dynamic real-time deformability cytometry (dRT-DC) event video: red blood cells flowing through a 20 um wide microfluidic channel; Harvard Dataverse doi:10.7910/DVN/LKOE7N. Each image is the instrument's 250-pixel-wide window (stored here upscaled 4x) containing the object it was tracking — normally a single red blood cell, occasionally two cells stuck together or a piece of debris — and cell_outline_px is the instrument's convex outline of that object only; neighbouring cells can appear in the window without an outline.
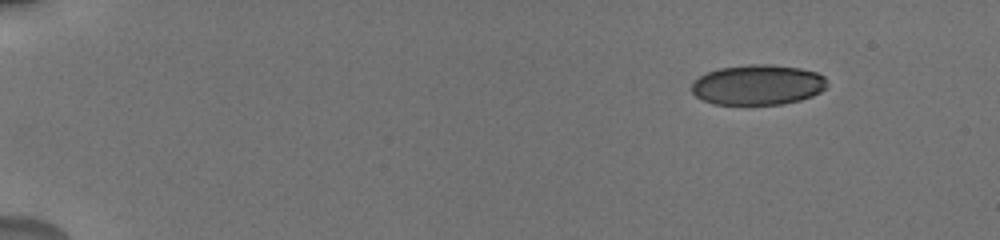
{"species": "human", "species_latin": "Homo sapiens", "temperature_condition": "cold", "stored_images_in_passage": 45, "camera_frame_rate_fps": 3000, "um_per_image_px": 0.085, "donor": {"sex": "male"}, "frame": {"image": 1, "passage_image": 1, "time_ms": 0.0, "image_size_px": [1000, 240], "cell_outline_px": [[828, 80], [824, 88], [820, 92], [812, 96], [800, 100], [784, 104], [712, 104], [696, 96], [692, 92], [692, 80], [708, 72], [720, 68], [748, 64], [772, 64], [800, 68], [816, 72], [824, 76]], "centroid_in_image_um": [64.42, 7.2], "position_along_channel_um": 20.6, "area_um2": 31.85}}
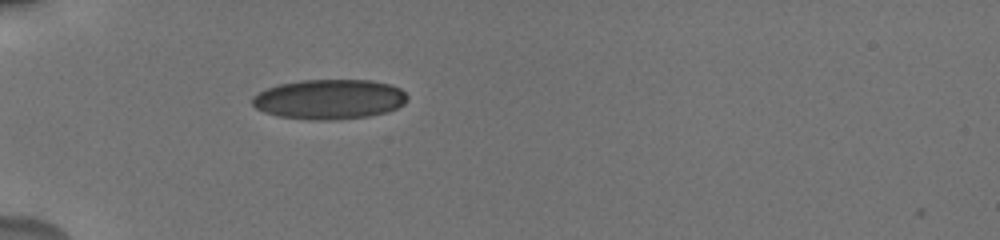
{"frame": {"image": 2, "passage_image": 32, "time_ms": 4.0, "image_size_px": [1000, 240], "cell_outline_px": [[408, 100], [404, 104], [388, 112], [368, 116], [336, 120], [312, 120], [280, 116], [264, 112], [256, 108], [252, 104], [252, 96], [268, 88], [280, 84], [300, 80], [372, 80], [392, 84], [400, 88], [408, 96]], "centroid_in_image_um": [28.03, 8.43], "position_along_channel_um": 57.0, "area_um2": 36.18}}
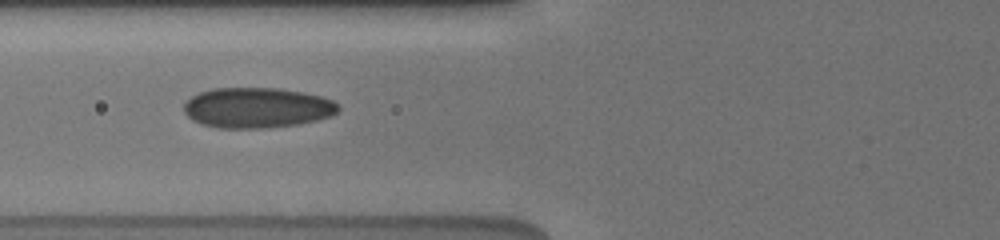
{"frame": {"image": 3, "passage_image": 44, "time_ms": 5.667, "image_size_px": [1000, 240], "cell_outline_px": [[340, 108], [332, 116], [316, 120], [296, 124], [264, 128], [220, 128], [204, 124], [188, 116], [184, 112], [184, 104], [192, 96], [200, 92], [212, 88], [280, 88], [304, 92], [320, 96], [332, 100], [340, 104]], "centroid_in_image_um": [21.88, 9.14], "position_along_channel_um": 103.9, "area_um2": 36.18}}